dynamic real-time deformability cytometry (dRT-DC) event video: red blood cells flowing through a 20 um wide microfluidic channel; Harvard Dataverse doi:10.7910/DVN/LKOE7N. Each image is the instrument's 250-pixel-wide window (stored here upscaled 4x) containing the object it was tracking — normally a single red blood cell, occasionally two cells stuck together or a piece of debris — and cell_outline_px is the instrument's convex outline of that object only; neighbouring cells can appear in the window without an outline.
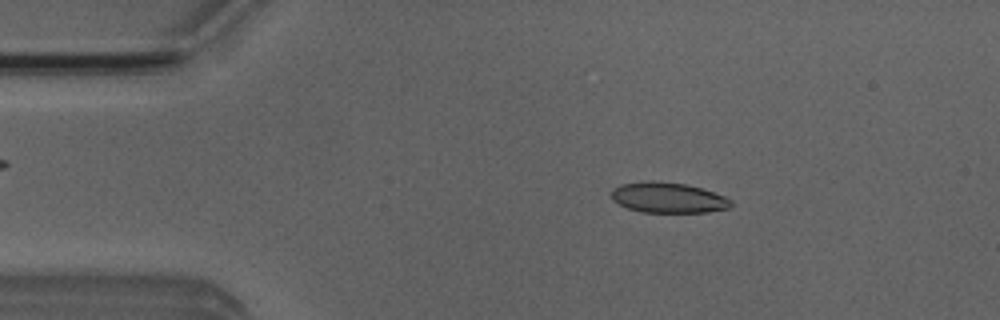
{"species": "Egyptian fruit bat (a non-hibernating species)", "species_latin": "Rousettus aegyptiacus", "temperature_condition": "room temperature", "stored_images_in_passage": 5, "camera_frame_rate_fps": 3000, "um_per_image_px": 0.085, "animal": {"sex": "male"}, "frame": {"image": 1, "passage_image": 2, "time_ms": 1.0, "image_size_px": [1000, 320], "cell_outline_px": [[732, 204], [728, 208], [708, 212], [640, 212], [628, 208], [612, 200], [612, 188], [620, 184], [652, 180], [688, 184], [724, 196], [732, 200]], "centroid_in_image_um": [56.77, 16.79], "position_along_channel_um": 28.2, "area_um2": 21.21}}